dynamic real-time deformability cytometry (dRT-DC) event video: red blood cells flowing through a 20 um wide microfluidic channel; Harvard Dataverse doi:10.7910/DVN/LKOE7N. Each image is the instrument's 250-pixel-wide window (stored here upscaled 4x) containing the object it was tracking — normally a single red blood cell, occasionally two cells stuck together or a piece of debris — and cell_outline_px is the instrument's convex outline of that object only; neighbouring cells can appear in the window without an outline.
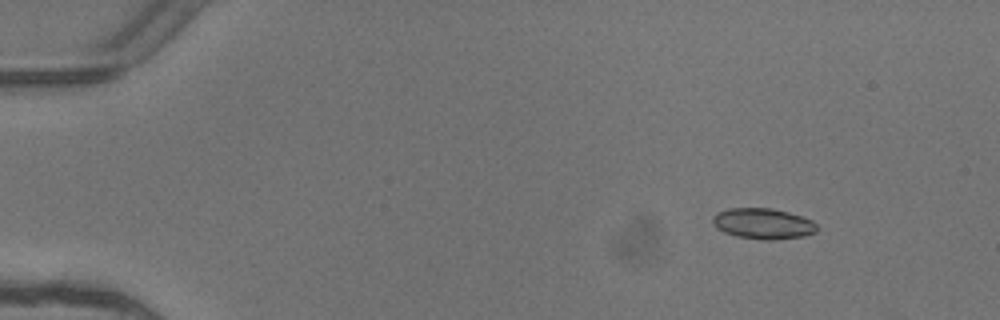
{"species": "common noctule bat (a hibernating species)", "species_latin": "Nyctalus noctula", "temperature_condition": "warm", "stored_images_in_passage": 5, "camera_frame_rate_fps": 3000, "um_per_image_px": 0.085, "animal": {"sex": "female"}, "frame": {"image": 1, "passage_image": 2, "time_ms": 0.333, "image_size_px": [1000, 320], "cell_outline_px": [[816, 232], [804, 236], [776, 240], [764, 240], [736, 236], [724, 232], [716, 228], [712, 220], [712, 216], [716, 212], [728, 208], [772, 208], [788, 212], [812, 220], [816, 224]], "centroid_in_image_um": [64.83, 19.01], "position_along_channel_um": 20.2, "area_um2": 18.79}}
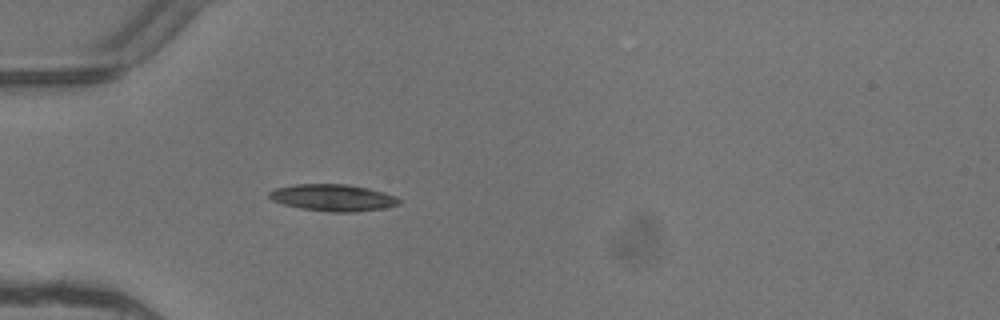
{"frame": {"image": 2, "passage_image": 5, "time_ms": 1.333, "image_size_px": [1000, 320], "cell_outline_px": [[400, 204], [384, 208], [356, 212], [328, 212], [304, 208], [284, 204], [272, 200], [268, 196], [268, 192], [276, 188], [296, 184], [344, 184], [368, 188], [396, 196], [400, 200]], "centroid_in_image_um": [28.31, 16.8], "position_along_channel_um": 56.7, "area_um2": 20.11}}